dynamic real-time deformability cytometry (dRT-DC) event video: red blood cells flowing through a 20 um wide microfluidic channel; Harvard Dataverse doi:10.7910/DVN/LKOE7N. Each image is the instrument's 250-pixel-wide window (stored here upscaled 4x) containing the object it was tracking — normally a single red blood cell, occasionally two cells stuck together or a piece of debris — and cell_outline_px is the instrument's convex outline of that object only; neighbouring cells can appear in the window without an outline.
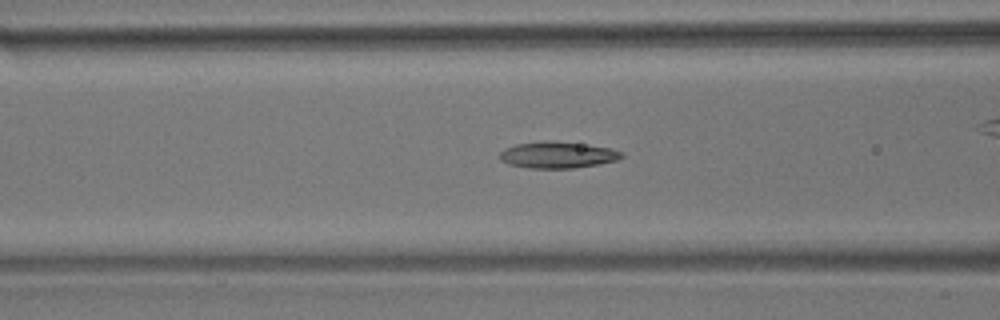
{"species": "common noctule bat (a hibernating species)", "species_latin": "Nyctalus noctula", "temperature_condition": "room temperature", "stored_images_in_passage": 50, "camera_frame_rate_fps": 3000, "um_per_image_px": 0.085, "animal": {"sex": "male", "body_mass_g": 17.9}, "frame": {"image": 1, "passage_image": 21, "time_ms": 6.667, "image_size_px": [1000, 320], "cell_outline_px": [[624, 156], [616, 160], [596, 164], [572, 168], [528, 168], [508, 164], [500, 160], [500, 152], [504, 148], [516, 144], [544, 140], [552, 140], [608, 148], [624, 152]], "centroid_in_image_um": [47.34, 13.16], "position_along_channel_um": 119.3, "area_um2": 18.67}}
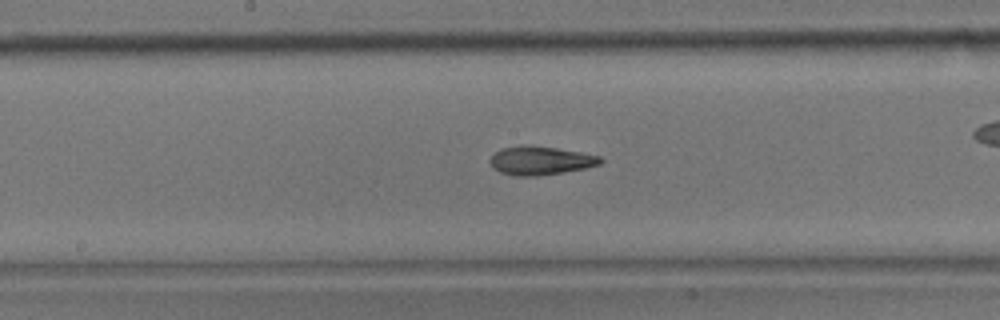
{"frame": {"image": 2, "passage_image": 28, "time_ms": 9.0, "image_size_px": [1000, 320], "cell_outline_px": [[604, 160], [600, 164], [584, 168], [536, 176], [512, 176], [500, 172], [492, 168], [488, 160], [500, 148], [520, 144], [528, 144], [556, 148], [580, 152], [600, 156]], "centroid_in_image_um": [45.87, 13.63], "position_along_channel_um": 202.3, "area_um2": 18.55}}
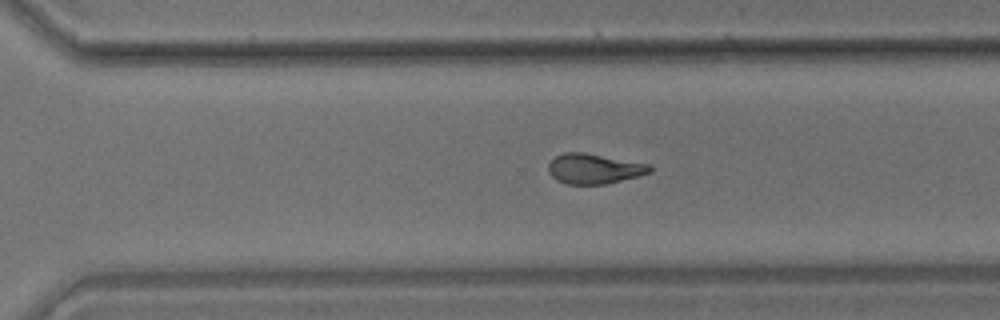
{"frame": {"image": 3, "passage_image": 38, "time_ms": 12.333, "image_size_px": [1000, 320], "cell_outline_px": [[652, 172], [604, 184], [568, 184], [556, 180], [548, 172], [548, 164], [556, 156], [564, 152], [584, 152], [652, 164]], "centroid_in_image_um": [50.5, 14.33], "position_along_channel_um": 320.1, "area_um2": 17.8}, "authors_computed_cell_mechanics": {"area_um2": 18.3226, "velocity_mm_per_s": 3.5552, "shape_relaxation_time_tau1_ms": 9.6036, "shape_relaxation_time_tau2_ms": 3.3958, "deformation_change_tau1": 0.2312, "deformation_change_tau2": 0.0924}}